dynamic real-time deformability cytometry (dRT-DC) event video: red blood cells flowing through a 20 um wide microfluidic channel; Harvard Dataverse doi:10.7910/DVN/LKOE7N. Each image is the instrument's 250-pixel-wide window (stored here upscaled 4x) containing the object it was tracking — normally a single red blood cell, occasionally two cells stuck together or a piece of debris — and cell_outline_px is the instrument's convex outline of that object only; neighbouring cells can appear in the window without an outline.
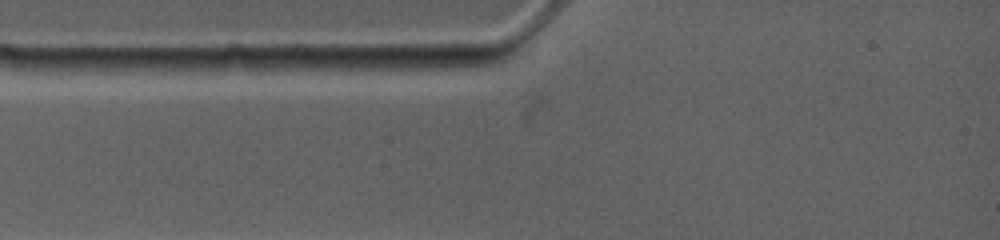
{"species": "common noctule bat (a hibernating species)", "species_latin": "Nyctalus noctula", "temperature_condition": "warm", "stored_images_in_passage": 2, "camera_frame_rate_fps": 4500, "um_per_image_px": 0.085, "animal": {"sex": "female", "body_mass_g": 19.0, "forearm_length_mm": 53.3}, "frame": {"image": 1, "passage_image": 2, "time_ms": 0.222, "image_size_px": [1000, 240], "cell_outline_px": [[504, 60], [496, 64], [452, 72], [360, 68], [380, 56], [488, 56]], "centroid_in_image_um": [36.68, 5.36], "position_along_channel_um": 48.3, "area_um2": 12.37}}